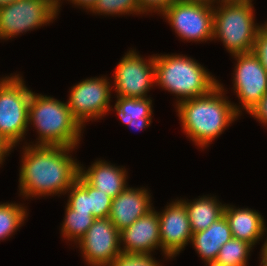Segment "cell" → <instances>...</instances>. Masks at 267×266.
Returning a JSON list of instances; mask_svg holds the SVG:
<instances>
[{"mask_svg": "<svg viewBox=\"0 0 267 266\" xmlns=\"http://www.w3.org/2000/svg\"><path fill=\"white\" fill-rule=\"evenodd\" d=\"M25 144L19 170L20 195L32 199L66 194L80 174L79 162L69 154L76 147Z\"/></svg>", "mask_w": 267, "mask_h": 266, "instance_id": "1", "label": "cell"}, {"mask_svg": "<svg viewBox=\"0 0 267 266\" xmlns=\"http://www.w3.org/2000/svg\"><path fill=\"white\" fill-rule=\"evenodd\" d=\"M224 90L219 81L207 95L175 104L183 132L199 148H207L240 116L224 95Z\"/></svg>", "mask_w": 267, "mask_h": 266, "instance_id": "2", "label": "cell"}, {"mask_svg": "<svg viewBox=\"0 0 267 266\" xmlns=\"http://www.w3.org/2000/svg\"><path fill=\"white\" fill-rule=\"evenodd\" d=\"M39 135L32 145L78 147L84 128L72 116L67 102L32 91L28 125Z\"/></svg>", "mask_w": 267, "mask_h": 266, "instance_id": "3", "label": "cell"}, {"mask_svg": "<svg viewBox=\"0 0 267 266\" xmlns=\"http://www.w3.org/2000/svg\"><path fill=\"white\" fill-rule=\"evenodd\" d=\"M155 80L156 86L177 97L176 104L205 96L219 85L203 65L183 54H155Z\"/></svg>", "mask_w": 267, "mask_h": 266, "instance_id": "4", "label": "cell"}, {"mask_svg": "<svg viewBox=\"0 0 267 266\" xmlns=\"http://www.w3.org/2000/svg\"><path fill=\"white\" fill-rule=\"evenodd\" d=\"M217 5L213 7V40H220L230 55L253 51L262 26L254 22L253 3L222 0Z\"/></svg>", "mask_w": 267, "mask_h": 266, "instance_id": "5", "label": "cell"}, {"mask_svg": "<svg viewBox=\"0 0 267 266\" xmlns=\"http://www.w3.org/2000/svg\"><path fill=\"white\" fill-rule=\"evenodd\" d=\"M20 74L0 79V134L13 147L25 139L32 90Z\"/></svg>", "mask_w": 267, "mask_h": 266, "instance_id": "6", "label": "cell"}, {"mask_svg": "<svg viewBox=\"0 0 267 266\" xmlns=\"http://www.w3.org/2000/svg\"><path fill=\"white\" fill-rule=\"evenodd\" d=\"M57 16L58 3L55 0H16L0 6V39H12L38 29L53 22Z\"/></svg>", "mask_w": 267, "mask_h": 266, "instance_id": "7", "label": "cell"}, {"mask_svg": "<svg viewBox=\"0 0 267 266\" xmlns=\"http://www.w3.org/2000/svg\"><path fill=\"white\" fill-rule=\"evenodd\" d=\"M161 15L184 41L213 40V6L176 0Z\"/></svg>", "mask_w": 267, "mask_h": 266, "instance_id": "8", "label": "cell"}, {"mask_svg": "<svg viewBox=\"0 0 267 266\" xmlns=\"http://www.w3.org/2000/svg\"><path fill=\"white\" fill-rule=\"evenodd\" d=\"M107 78H87L69 91L68 108L83 128L86 122L96 121L111 111V89L114 86H111Z\"/></svg>", "mask_w": 267, "mask_h": 266, "instance_id": "9", "label": "cell"}, {"mask_svg": "<svg viewBox=\"0 0 267 266\" xmlns=\"http://www.w3.org/2000/svg\"><path fill=\"white\" fill-rule=\"evenodd\" d=\"M113 78L117 97H148L147 93L156 85L155 55L146 59L136 49H130L115 68Z\"/></svg>", "mask_w": 267, "mask_h": 266, "instance_id": "10", "label": "cell"}, {"mask_svg": "<svg viewBox=\"0 0 267 266\" xmlns=\"http://www.w3.org/2000/svg\"><path fill=\"white\" fill-rule=\"evenodd\" d=\"M232 57L237 61L233 73V92L241 104L233 103V107L241 116L243 109L249 113L267 93V70L252 51L233 54Z\"/></svg>", "mask_w": 267, "mask_h": 266, "instance_id": "11", "label": "cell"}, {"mask_svg": "<svg viewBox=\"0 0 267 266\" xmlns=\"http://www.w3.org/2000/svg\"><path fill=\"white\" fill-rule=\"evenodd\" d=\"M76 244L90 266H109L122 252L120 231L109 217L96 219Z\"/></svg>", "mask_w": 267, "mask_h": 266, "instance_id": "12", "label": "cell"}, {"mask_svg": "<svg viewBox=\"0 0 267 266\" xmlns=\"http://www.w3.org/2000/svg\"><path fill=\"white\" fill-rule=\"evenodd\" d=\"M161 252L166 259L176 257L191 242V230L185 204L176 199L158 212Z\"/></svg>", "mask_w": 267, "mask_h": 266, "instance_id": "13", "label": "cell"}, {"mask_svg": "<svg viewBox=\"0 0 267 266\" xmlns=\"http://www.w3.org/2000/svg\"><path fill=\"white\" fill-rule=\"evenodd\" d=\"M121 251L134 254H152L161 249L158 212L153 208L132 225L120 231Z\"/></svg>", "mask_w": 267, "mask_h": 266, "instance_id": "14", "label": "cell"}, {"mask_svg": "<svg viewBox=\"0 0 267 266\" xmlns=\"http://www.w3.org/2000/svg\"><path fill=\"white\" fill-rule=\"evenodd\" d=\"M151 202V194L147 189L127 186L112 199L109 219L122 231L152 210L154 207Z\"/></svg>", "mask_w": 267, "mask_h": 266, "instance_id": "15", "label": "cell"}, {"mask_svg": "<svg viewBox=\"0 0 267 266\" xmlns=\"http://www.w3.org/2000/svg\"><path fill=\"white\" fill-rule=\"evenodd\" d=\"M223 215L229 224L233 238L246 241L253 247L267 232L265 220L256 210L225 204Z\"/></svg>", "mask_w": 267, "mask_h": 266, "instance_id": "16", "label": "cell"}, {"mask_svg": "<svg viewBox=\"0 0 267 266\" xmlns=\"http://www.w3.org/2000/svg\"><path fill=\"white\" fill-rule=\"evenodd\" d=\"M111 164L105 160H97L88 169L80 164V175L91 186L114 199L128 186V172L123 166Z\"/></svg>", "mask_w": 267, "mask_h": 266, "instance_id": "17", "label": "cell"}, {"mask_svg": "<svg viewBox=\"0 0 267 266\" xmlns=\"http://www.w3.org/2000/svg\"><path fill=\"white\" fill-rule=\"evenodd\" d=\"M233 238L229 224L223 215L207 229L193 233L191 244L204 263L215 262L221 246Z\"/></svg>", "mask_w": 267, "mask_h": 266, "instance_id": "18", "label": "cell"}, {"mask_svg": "<svg viewBox=\"0 0 267 266\" xmlns=\"http://www.w3.org/2000/svg\"><path fill=\"white\" fill-rule=\"evenodd\" d=\"M180 200L187 209L193 233L207 229L223 216L225 204H222L216 197L203 195L190 202L186 199Z\"/></svg>", "mask_w": 267, "mask_h": 266, "instance_id": "19", "label": "cell"}, {"mask_svg": "<svg viewBox=\"0 0 267 266\" xmlns=\"http://www.w3.org/2000/svg\"><path fill=\"white\" fill-rule=\"evenodd\" d=\"M116 99L117 101L114 105V110L125 126L130 122L152 121L153 105L151 97H117Z\"/></svg>", "mask_w": 267, "mask_h": 266, "instance_id": "20", "label": "cell"}, {"mask_svg": "<svg viewBox=\"0 0 267 266\" xmlns=\"http://www.w3.org/2000/svg\"><path fill=\"white\" fill-rule=\"evenodd\" d=\"M65 218L63 219L61 234L68 241L76 244L88 231L89 227L96 220L92 213L75 212L65 206Z\"/></svg>", "mask_w": 267, "mask_h": 266, "instance_id": "21", "label": "cell"}, {"mask_svg": "<svg viewBox=\"0 0 267 266\" xmlns=\"http://www.w3.org/2000/svg\"><path fill=\"white\" fill-rule=\"evenodd\" d=\"M27 209L18 203H0V240H6L24 224Z\"/></svg>", "mask_w": 267, "mask_h": 266, "instance_id": "22", "label": "cell"}, {"mask_svg": "<svg viewBox=\"0 0 267 266\" xmlns=\"http://www.w3.org/2000/svg\"><path fill=\"white\" fill-rule=\"evenodd\" d=\"M252 249L248 242L232 238L221 246L215 262L222 266H247Z\"/></svg>", "mask_w": 267, "mask_h": 266, "instance_id": "23", "label": "cell"}, {"mask_svg": "<svg viewBox=\"0 0 267 266\" xmlns=\"http://www.w3.org/2000/svg\"><path fill=\"white\" fill-rule=\"evenodd\" d=\"M103 16L142 14L138 0H97L89 10Z\"/></svg>", "mask_w": 267, "mask_h": 266, "instance_id": "24", "label": "cell"}, {"mask_svg": "<svg viewBox=\"0 0 267 266\" xmlns=\"http://www.w3.org/2000/svg\"><path fill=\"white\" fill-rule=\"evenodd\" d=\"M88 193L89 210L95 219L109 217L112 198L91 186L80 174L76 180Z\"/></svg>", "mask_w": 267, "mask_h": 266, "instance_id": "25", "label": "cell"}, {"mask_svg": "<svg viewBox=\"0 0 267 266\" xmlns=\"http://www.w3.org/2000/svg\"><path fill=\"white\" fill-rule=\"evenodd\" d=\"M109 266H163L152 254L121 252Z\"/></svg>", "mask_w": 267, "mask_h": 266, "instance_id": "26", "label": "cell"}, {"mask_svg": "<svg viewBox=\"0 0 267 266\" xmlns=\"http://www.w3.org/2000/svg\"><path fill=\"white\" fill-rule=\"evenodd\" d=\"M68 200L66 205L73 209L75 212L92 213L89 210L88 193L87 191L76 181L68 190Z\"/></svg>", "mask_w": 267, "mask_h": 266, "instance_id": "27", "label": "cell"}, {"mask_svg": "<svg viewBox=\"0 0 267 266\" xmlns=\"http://www.w3.org/2000/svg\"><path fill=\"white\" fill-rule=\"evenodd\" d=\"M252 52L259 58L261 64L267 70V25L266 24H262V26L259 28Z\"/></svg>", "mask_w": 267, "mask_h": 266, "instance_id": "28", "label": "cell"}, {"mask_svg": "<svg viewBox=\"0 0 267 266\" xmlns=\"http://www.w3.org/2000/svg\"><path fill=\"white\" fill-rule=\"evenodd\" d=\"M176 0H138L140 11L143 14H162Z\"/></svg>", "mask_w": 267, "mask_h": 266, "instance_id": "29", "label": "cell"}, {"mask_svg": "<svg viewBox=\"0 0 267 266\" xmlns=\"http://www.w3.org/2000/svg\"><path fill=\"white\" fill-rule=\"evenodd\" d=\"M249 114L259 121V123L267 126V93L261 100L250 110Z\"/></svg>", "mask_w": 267, "mask_h": 266, "instance_id": "30", "label": "cell"}, {"mask_svg": "<svg viewBox=\"0 0 267 266\" xmlns=\"http://www.w3.org/2000/svg\"><path fill=\"white\" fill-rule=\"evenodd\" d=\"M64 1V0H62ZM66 1V0H65ZM67 1H70V3H73L76 6H78L79 8H84L86 9L87 11H89L93 5L96 3L97 0H67ZM61 0L60 2L58 3V13L60 11V7H61Z\"/></svg>", "mask_w": 267, "mask_h": 266, "instance_id": "31", "label": "cell"}, {"mask_svg": "<svg viewBox=\"0 0 267 266\" xmlns=\"http://www.w3.org/2000/svg\"><path fill=\"white\" fill-rule=\"evenodd\" d=\"M12 149L13 147L0 134V164L1 165H3L2 163L4 162L5 157H7V155L9 156Z\"/></svg>", "mask_w": 267, "mask_h": 266, "instance_id": "32", "label": "cell"}, {"mask_svg": "<svg viewBox=\"0 0 267 266\" xmlns=\"http://www.w3.org/2000/svg\"><path fill=\"white\" fill-rule=\"evenodd\" d=\"M152 121H136V122H130L127 127H131L135 129L136 131L138 130H143V128L148 127L151 124Z\"/></svg>", "mask_w": 267, "mask_h": 266, "instance_id": "33", "label": "cell"}, {"mask_svg": "<svg viewBox=\"0 0 267 266\" xmlns=\"http://www.w3.org/2000/svg\"><path fill=\"white\" fill-rule=\"evenodd\" d=\"M177 1L186 2V3H200V4H205V5L214 7L215 3L217 5L222 0H177Z\"/></svg>", "mask_w": 267, "mask_h": 266, "instance_id": "34", "label": "cell"}, {"mask_svg": "<svg viewBox=\"0 0 267 266\" xmlns=\"http://www.w3.org/2000/svg\"><path fill=\"white\" fill-rule=\"evenodd\" d=\"M260 258V262L264 265H267V238L261 247Z\"/></svg>", "mask_w": 267, "mask_h": 266, "instance_id": "35", "label": "cell"}, {"mask_svg": "<svg viewBox=\"0 0 267 266\" xmlns=\"http://www.w3.org/2000/svg\"><path fill=\"white\" fill-rule=\"evenodd\" d=\"M15 1L16 0H0V6H4V5H7L9 3H13Z\"/></svg>", "mask_w": 267, "mask_h": 266, "instance_id": "36", "label": "cell"}, {"mask_svg": "<svg viewBox=\"0 0 267 266\" xmlns=\"http://www.w3.org/2000/svg\"><path fill=\"white\" fill-rule=\"evenodd\" d=\"M233 2H243V3H252L253 0H229Z\"/></svg>", "mask_w": 267, "mask_h": 266, "instance_id": "37", "label": "cell"}, {"mask_svg": "<svg viewBox=\"0 0 267 266\" xmlns=\"http://www.w3.org/2000/svg\"><path fill=\"white\" fill-rule=\"evenodd\" d=\"M206 264V266L208 265V266H222V265H220V264H218V263H216V262H208V263H205Z\"/></svg>", "mask_w": 267, "mask_h": 266, "instance_id": "38", "label": "cell"}]
</instances>
